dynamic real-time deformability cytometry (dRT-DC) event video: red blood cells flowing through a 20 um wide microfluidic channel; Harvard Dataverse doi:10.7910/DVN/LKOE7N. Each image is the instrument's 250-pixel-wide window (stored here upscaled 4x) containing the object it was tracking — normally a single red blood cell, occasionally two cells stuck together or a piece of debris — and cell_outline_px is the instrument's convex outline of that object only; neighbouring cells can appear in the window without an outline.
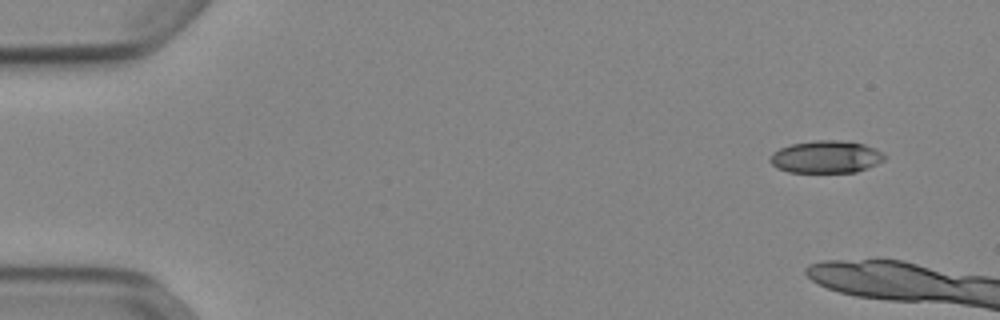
{"species": "Egyptian fruit bat (a non-hibernating species)", "species_latin": "Rousettus aegyptiacus", "temperature_condition": "cold", "stored_images_in_passage": 5, "camera_frame_rate_fps": 3000, "um_per_image_px": 0.085, "animal": {"sex": "female"}, "frame": {"image": 1, "passage_image": 1, "time_ms": 0.0, "image_size_px": [1000, 320], "cell_outline_px": [[888, 156], [884, 160], [868, 168], [856, 172], [788, 172], [772, 164], [768, 160], [780, 148], [792, 144], [816, 140], [840, 140], [864, 144]], "centroid_in_image_um": [70.25, 13.34], "position_along_channel_um": 14.8, "area_um2": 21.33}}